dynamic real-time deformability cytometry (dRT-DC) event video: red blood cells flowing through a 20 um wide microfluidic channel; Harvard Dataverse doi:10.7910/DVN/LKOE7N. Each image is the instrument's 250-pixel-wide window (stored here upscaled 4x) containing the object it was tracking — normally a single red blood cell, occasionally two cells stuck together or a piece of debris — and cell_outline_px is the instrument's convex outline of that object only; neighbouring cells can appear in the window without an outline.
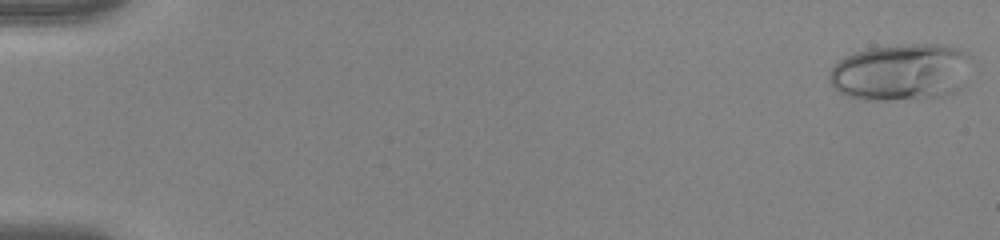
{"species": "human", "species_latin": "Homo sapiens", "temperature_condition": "warm", "stored_images_in_passage": 53, "camera_frame_rate_fps": 3000, "um_per_image_px": 0.085, "donor": {"sex": "female"}, "frame": {"image": 1, "passage_image": 1, "time_ms": 0.0, "image_size_px": [1000, 240], "cell_outline_px": [[972, 56], [960, 88], [956, 92], [940, 96], [920, 100], [864, 100], [848, 96], [836, 92], [828, 80], [828, 76], [832, 68], [844, 56], [868, 48], [912, 44], [944, 44], [968, 52]], "centroid_in_image_um": [76.57, 6.15], "position_along_channel_um": 8.4, "area_um2": 47.63}}
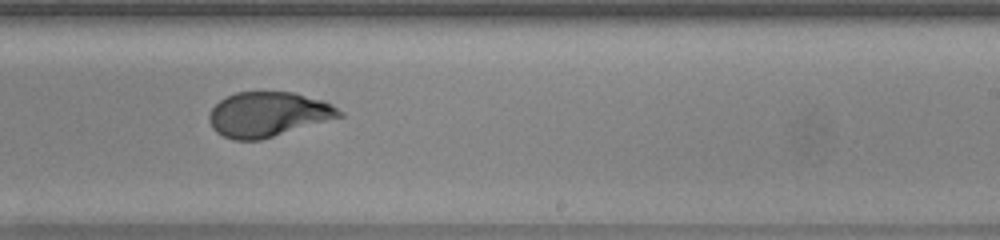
{"frame": {"image": 2, "passage_image": 34, "time_ms": 11.0, "image_size_px": [1000, 240], "cell_outline_px": [[344, 116], [260, 140], [232, 140], [216, 132], [212, 128], [208, 120], [208, 116], [212, 108], [220, 100], [236, 92], [292, 92], [324, 100], [332, 104], [344, 112]], "centroid_in_image_um": [22.8, 9.72], "position_along_channel_um": 266.2, "area_um2": 34.04}}
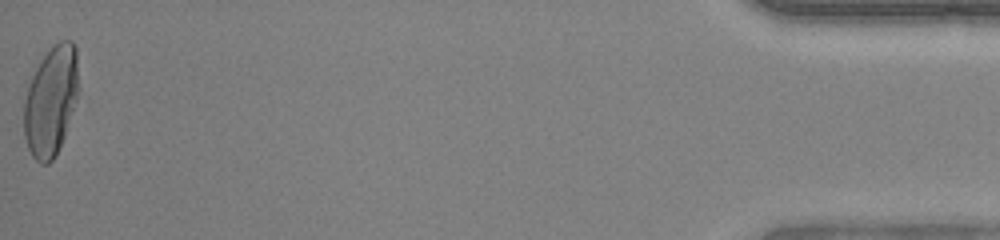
{"frame": {"image": 3, "passage_image": 53, "time_ms": 17.333, "image_size_px": [1000, 240], "cell_outline_px": [[80, 88], [64, 136], [52, 160], [48, 164], [40, 164], [32, 156], [28, 148], [24, 136], [24, 100], [32, 76], [36, 68], [52, 44], [60, 40], [72, 40], [76, 48]], "centroid_in_image_um": [4.34, 8.54], "position_along_channel_um": 430.9, "area_um2": 34.91}, "authors_computed_cell_mechanics": {"area_um2": 34.9112, "velocity_mm_per_s": 3.9801, "shape_relaxation_time_tau1_ms": 8.0157, "shape_relaxation_time_tau2_ms": null, "deformation_change_tau1": 0.3362, "deformation_change_tau2": null}}